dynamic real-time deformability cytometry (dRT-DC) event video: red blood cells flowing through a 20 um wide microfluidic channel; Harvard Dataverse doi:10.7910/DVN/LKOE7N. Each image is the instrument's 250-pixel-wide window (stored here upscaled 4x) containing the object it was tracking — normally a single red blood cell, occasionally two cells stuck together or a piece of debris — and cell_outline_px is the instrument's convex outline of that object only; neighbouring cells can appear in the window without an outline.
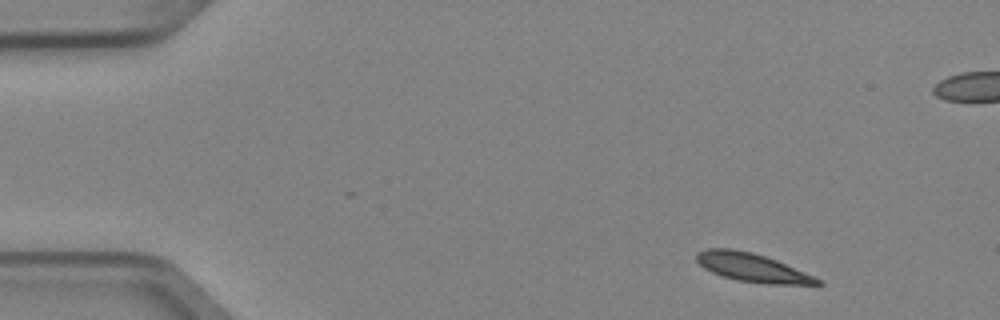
{"species": "Egyptian fruit bat (a non-hibernating species)", "species_latin": "Rousettus aegyptiacus", "temperature_condition": "cold", "stored_images_in_passage": 4, "camera_frame_rate_fps": 3000, "um_per_image_px": 0.085, "animal": {"sex": "female"}, "frame": {"image": 1, "passage_image": 1, "time_ms": 0.0, "image_size_px": [1000, 320], "cell_outline_px": [[820, 284], [768, 284], [740, 280], [724, 276], [712, 272], [704, 268], [696, 260], [696, 252], [708, 248], [732, 248], [752, 252], [776, 260], [812, 276], [820, 280]], "centroid_in_image_um": [63.85, 22.72], "position_along_channel_um": 21.1, "area_um2": 19.54}}